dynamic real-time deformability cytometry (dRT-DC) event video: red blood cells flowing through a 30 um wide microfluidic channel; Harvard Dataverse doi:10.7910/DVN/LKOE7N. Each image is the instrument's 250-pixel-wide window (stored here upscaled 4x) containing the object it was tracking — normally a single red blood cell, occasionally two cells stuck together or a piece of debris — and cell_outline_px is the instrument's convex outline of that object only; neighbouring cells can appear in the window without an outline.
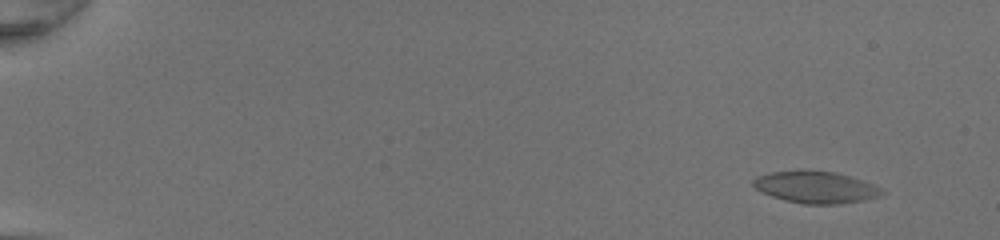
{"species": "common noctule bat (a hibernating species)", "species_latin": "Nyctalus noctula", "temperature_condition": "room temperature", "stored_images_in_passage": 52, "camera_frame_rate_fps": 3000, "um_per_image_px": 0.085, "animal": {"sex": "female", "body_mass_g": 20.0, "forearm_length_mm": 54.0}, "frame": {"image": 1, "passage_image": 5, "time_ms": 1.333, "image_size_px": [1000, 240], "cell_outline_px": [[888, 192], [880, 196], [864, 200], [840, 204], [804, 204], [784, 200], [760, 192], [752, 184], [752, 180], [756, 176], [772, 172], [800, 168], [808, 168], [836, 172], [864, 180]], "centroid_in_image_um": [69.32, 15.88], "position_along_channel_um": 15.7, "area_um2": 24.62}}
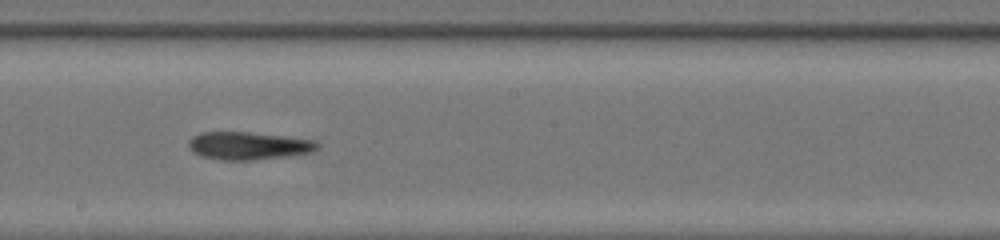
{"frame": {"image": 2, "passage_image": 32, "time_ms": 10.333, "image_size_px": [1000, 240], "cell_outline_px": [[320, 148], [312, 152], [288, 156], [252, 160], [220, 160], [204, 156], [192, 152], [188, 148], [188, 140], [192, 136], [200, 132], [248, 132], [284, 136], [316, 140], [320, 144]], "centroid_in_image_um": [21.13, 12.38], "position_along_channel_um": 227.1, "area_um2": 21.04}}
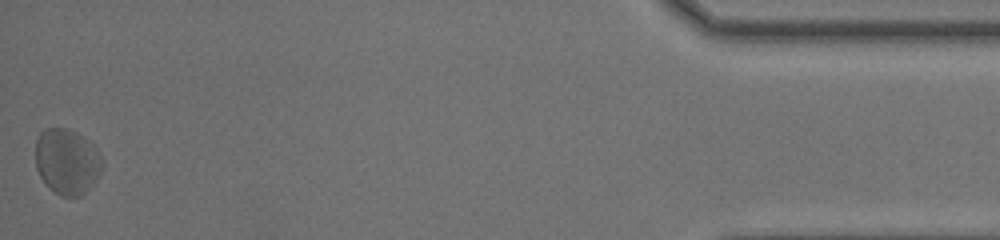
{"frame": {"image": 3, "passage_image": 52, "time_ms": 17.0, "image_size_px": [1000, 240], "cell_outline_px": [[104, 164], [96, 180], [80, 196], [60, 196], [48, 188], [40, 176], [36, 168], [36, 140], [40, 132], [44, 128], [64, 128], [88, 140], [96, 148], [104, 160]], "centroid_in_image_um": [5.69, 13.74], "position_along_channel_um": 429.5, "area_um2": 25.49}, "authors_computed_cell_mechanics": {"area_um2": 22.0507, "velocity_mm_per_s": 4.202, "shape_relaxation_time_tau1_ms": 3.159, "shape_relaxation_time_tau2_ms": 2.6129, "deformation_change_tau1": 0.0998, "deformation_change_tau2": 0.1278}}